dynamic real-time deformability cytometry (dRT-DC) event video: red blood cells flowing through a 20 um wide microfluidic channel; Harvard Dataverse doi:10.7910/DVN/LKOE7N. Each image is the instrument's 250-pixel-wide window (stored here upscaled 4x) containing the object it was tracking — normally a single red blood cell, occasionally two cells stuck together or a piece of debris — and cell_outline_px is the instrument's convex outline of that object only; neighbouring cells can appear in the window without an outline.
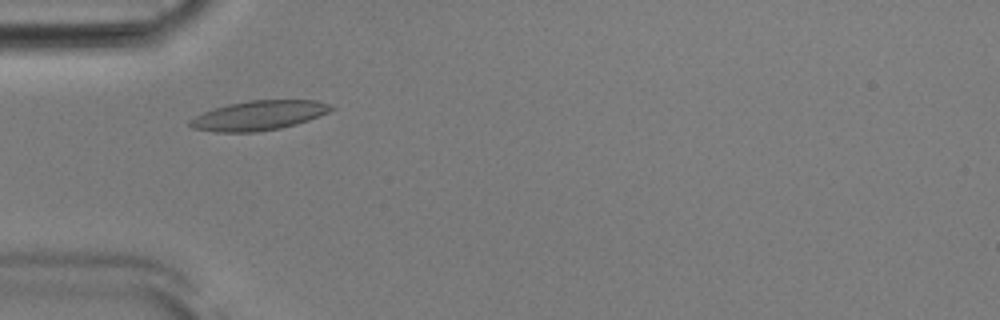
{"species": "Egyptian fruit bat (a non-hibernating species)", "species_latin": "Rousettus aegyptiacus", "temperature_condition": "room temperature", "stored_images_in_passage": 30, "camera_frame_rate_fps": 3000, "um_per_image_px": 0.085, "animal": {"sex": "male"}, "frame": {"image": 1, "passage_image": 1, "time_ms": 0.0, "image_size_px": [1000, 320], "cell_outline_px": [[336, 108], [328, 112], [308, 120], [296, 124], [280, 128], [256, 132], [216, 132], [192, 128], [188, 124], [188, 120], [204, 112], [228, 104], [248, 100], [316, 100], [332, 104]], "centroid_in_image_um": [22.01, 9.81], "position_along_channel_um": 63.0, "area_um2": 24.28}}
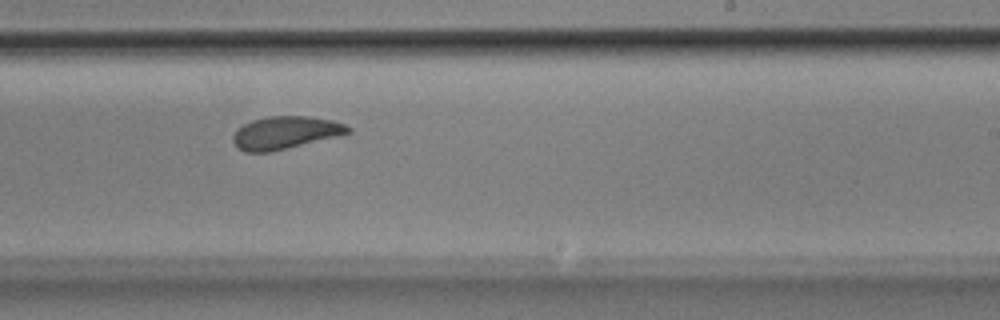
{"frame": {"image": 2, "passage_image": 17, "time_ms": 5.333, "image_size_px": [1000, 320], "cell_outline_px": [[352, 132], [272, 152], [244, 152], [236, 148], [232, 140], [232, 136], [236, 128], [252, 120], [268, 116], [308, 116], [332, 120], [344, 124], [352, 128]], "centroid_in_image_um": [24.2, 11.28], "position_along_channel_um": 264.8, "area_um2": 22.02}}
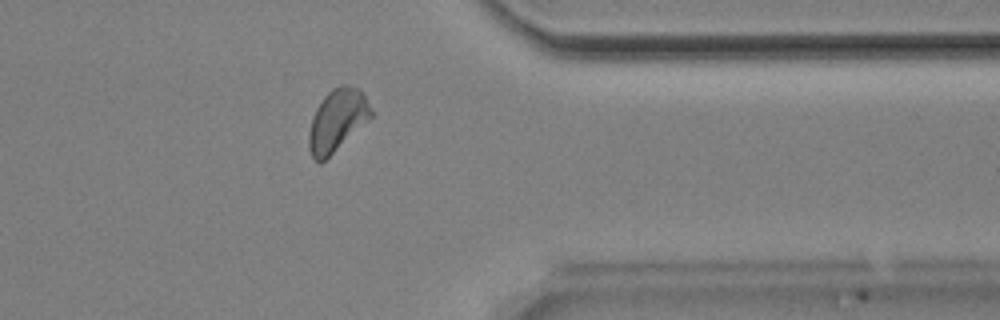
{"frame": {"image": 3, "passage_image": 27, "time_ms": 8.667, "image_size_px": [1000, 320], "cell_outline_px": [[376, 112], [368, 120], [320, 164], [312, 156], [308, 148], [308, 132], [312, 116], [316, 108], [324, 96], [332, 88], [340, 84], [348, 84], [360, 88], [364, 92]], "centroid_in_image_um": [28.69, 10.16], "position_along_channel_um": 382.7, "area_um2": 22.83}, "authors_computed_cell_mechanics": {"area_um2": 22.1663, "velocity_mm_per_s": 3.8323, "shape_relaxation_time_tau1_ms": 3.7648, "shape_relaxation_time_tau2_ms": 2.1891, "deformation_change_tau1": 0.1215, "deformation_change_tau2": 0.0686}}